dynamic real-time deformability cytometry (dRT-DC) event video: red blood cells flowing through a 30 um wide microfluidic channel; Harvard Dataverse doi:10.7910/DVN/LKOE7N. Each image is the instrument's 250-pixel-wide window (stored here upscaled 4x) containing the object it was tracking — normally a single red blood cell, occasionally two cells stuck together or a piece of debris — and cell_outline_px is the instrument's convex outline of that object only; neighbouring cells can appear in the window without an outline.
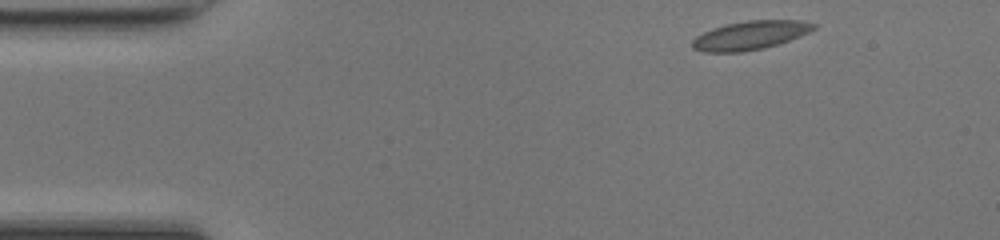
{"species": "common noctule bat (a hibernating species)", "species_latin": "Nyctalus noctula", "temperature_condition": "room temperature", "stored_images_in_passage": 8, "camera_frame_rate_fps": 3000, "um_per_image_px": 0.085, "animal": {"sex": "female", "body_mass_g": 17.0, "forearm_length_mm": 48.0}, "frame": {"image": 1, "passage_image": 1, "time_ms": 0.0, "image_size_px": [1000, 240], "cell_outline_px": [[816, 28], [800, 36], [764, 48], [740, 52], [704, 52], [692, 48], [692, 40], [696, 36], [712, 28], [724, 24], [748, 20], [800, 20], [816, 24]], "centroid_in_image_um": [63.74, 2.99], "position_along_channel_um": 21.3, "area_um2": 20.23}}